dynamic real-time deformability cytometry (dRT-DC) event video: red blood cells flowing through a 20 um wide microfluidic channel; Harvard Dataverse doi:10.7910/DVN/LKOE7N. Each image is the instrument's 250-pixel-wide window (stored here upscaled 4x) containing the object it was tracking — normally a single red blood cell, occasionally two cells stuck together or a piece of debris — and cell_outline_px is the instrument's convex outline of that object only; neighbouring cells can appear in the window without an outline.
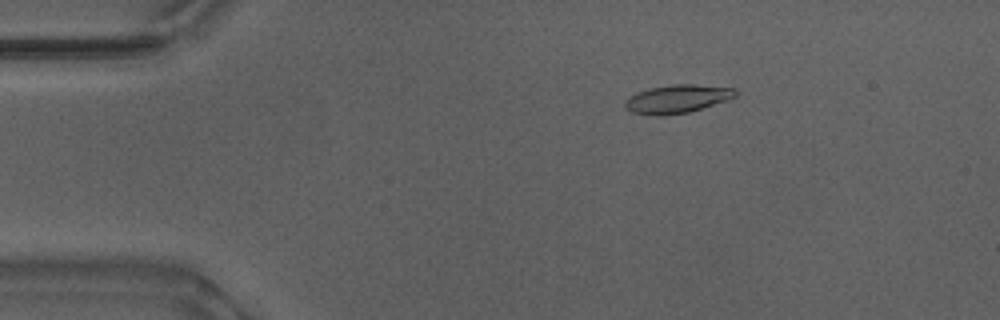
{"species": "Egyptian fruit bat (a non-hibernating species)", "species_latin": "Rousettus aegyptiacus", "temperature_condition": "warm", "stored_images_in_passage": 51, "camera_frame_rate_fps": 3000, "um_per_image_px": 0.085, "animal": {"sex": "male"}, "frame": {"image": 1, "passage_image": 7, "time_ms": 2.0, "image_size_px": [1000, 320], "cell_outline_px": [[736, 96], [728, 100], [688, 112], [664, 116], [656, 116], [632, 112], [624, 108], [624, 100], [628, 96], [636, 92], [648, 88], [672, 84], [692, 84], [736, 88]], "centroid_in_image_um": [57.51, 8.4], "position_along_channel_um": 27.5, "area_um2": 18.44}}
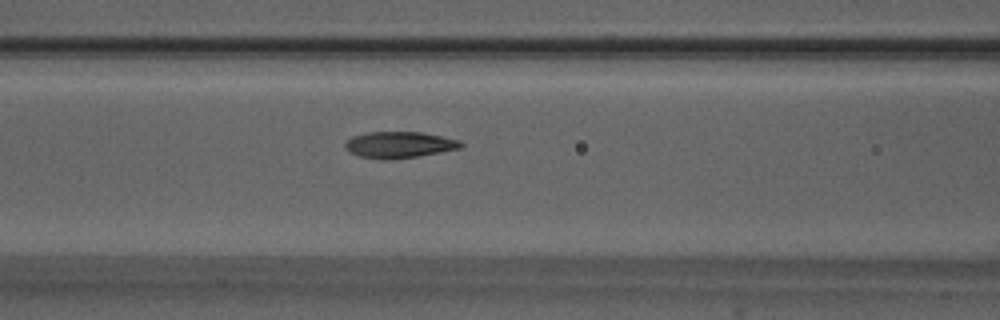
{"frame": {"image": 2, "passage_image": 20, "time_ms": 6.333, "image_size_px": [1000, 320], "cell_outline_px": [[464, 144], [460, 148], [440, 152], [416, 156], [388, 160], [380, 160], [360, 156], [348, 152], [344, 148], [344, 144], [352, 136], [368, 132], [420, 132], [460, 140]], "centroid_in_image_um": [33.89, 12.31], "position_along_channel_um": 132.7, "area_um2": 17.74}}
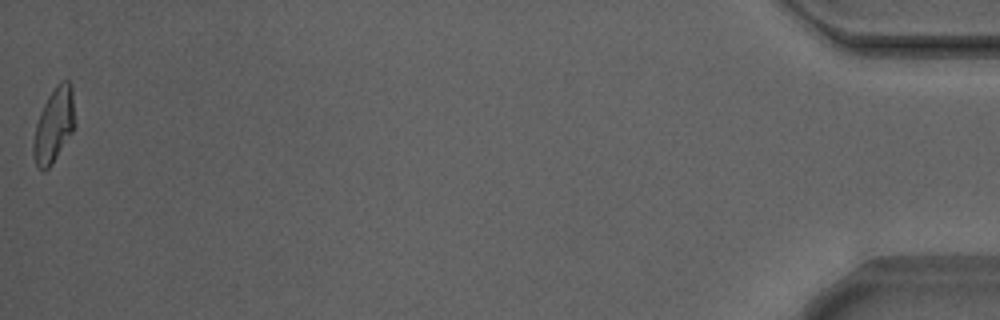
{"frame": {"image": 3, "passage_image": 51, "time_ms": 16.667, "image_size_px": [1000, 320], "cell_outline_px": [[76, 124], [72, 132], [52, 164], [44, 172], [36, 164], [32, 152], [32, 144], [36, 124], [40, 112], [48, 96], [56, 84], [60, 80], [68, 80], [72, 84]], "centroid_in_image_um": [4.6, 10.61], "position_along_channel_um": 430.6, "area_um2": 18.21}, "authors_computed_cell_mechanics": {"area_um2": 17.5712, "velocity_mm_per_s": 3.8744, "shape_relaxation_time_tau1_ms": 4.1697, "shape_relaxation_time_tau2_ms": 1.7367, "deformation_change_tau1": 0.1618, "deformation_change_tau2": 0.0802}}